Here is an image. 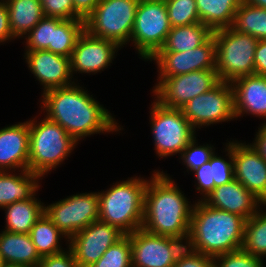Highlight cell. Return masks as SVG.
Segmentation results:
<instances>
[{"instance_id":"1","label":"cell","mask_w":266,"mask_h":267,"mask_svg":"<svg viewBox=\"0 0 266 267\" xmlns=\"http://www.w3.org/2000/svg\"><path fill=\"white\" fill-rule=\"evenodd\" d=\"M88 92L75 82L41 94L45 116L59 124L77 143L93 134L123 130L109 110Z\"/></svg>"},{"instance_id":"2","label":"cell","mask_w":266,"mask_h":267,"mask_svg":"<svg viewBox=\"0 0 266 267\" xmlns=\"http://www.w3.org/2000/svg\"><path fill=\"white\" fill-rule=\"evenodd\" d=\"M149 179L144 192L141 228L187 242L194 203L188 201L173 178L163 170H154Z\"/></svg>"},{"instance_id":"3","label":"cell","mask_w":266,"mask_h":267,"mask_svg":"<svg viewBox=\"0 0 266 267\" xmlns=\"http://www.w3.org/2000/svg\"><path fill=\"white\" fill-rule=\"evenodd\" d=\"M245 219L195 200L186 247L213 258L242 249Z\"/></svg>"},{"instance_id":"4","label":"cell","mask_w":266,"mask_h":267,"mask_svg":"<svg viewBox=\"0 0 266 267\" xmlns=\"http://www.w3.org/2000/svg\"><path fill=\"white\" fill-rule=\"evenodd\" d=\"M147 179L131 177L98 192L99 220L118 228L125 235L140 229L144 218V192Z\"/></svg>"},{"instance_id":"5","label":"cell","mask_w":266,"mask_h":267,"mask_svg":"<svg viewBox=\"0 0 266 267\" xmlns=\"http://www.w3.org/2000/svg\"><path fill=\"white\" fill-rule=\"evenodd\" d=\"M29 120L28 170L42 179L61 165L77 143L59 124L45 115L40 121Z\"/></svg>"},{"instance_id":"6","label":"cell","mask_w":266,"mask_h":267,"mask_svg":"<svg viewBox=\"0 0 266 267\" xmlns=\"http://www.w3.org/2000/svg\"><path fill=\"white\" fill-rule=\"evenodd\" d=\"M216 42V71L221 81L255 74V49L259 40L231 27L213 31Z\"/></svg>"},{"instance_id":"7","label":"cell","mask_w":266,"mask_h":267,"mask_svg":"<svg viewBox=\"0 0 266 267\" xmlns=\"http://www.w3.org/2000/svg\"><path fill=\"white\" fill-rule=\"evenodd\" d=\"M140 0H100L85 20V30L92 36L111 40L121 48L130 37Z\"/></svg>"},{"instance_id":"8","label":"cell","mask_w":266,"mask_h":267,"mask_svg":"<svg viewBox=\"0 0 266 267\" xmlns=\"http://www.w3.org/2000/svg\"><path fill=\"white\" fill-rule=\"evenodd\" d=\"M150 107L151 131L157 157L181 154L196 136V131L181 109L169 108L153 100Z\"/></svg>"},{"instance_id":"9","label":"cell","mask_w":266,"mask_h":267,"mask_svg":"<svg viewBox=\"0 0 266 267\" xmlns=\"http://www.w3.org/2000/svg\"><path fill=\"white\" fill-rule=\"evenodd\" d=\"M171 30L165 0H140L130 40L139 56L149 61L164 45Z\"/></svg>"},{"instance_id":"10","label":"cell","mask_w":266,"mask_h":267,"mask_svg":"<svg viewBox=\"0 0 266 267\" xmlns=\"http://www.w3.org/2000/svg\"><path fill=\"white\" fill-rule=\"evenodd\" d=\"M44 214L70 239L99 220L98 192L76 193L47 206L45 204Z\"/></svg>"},{"instance_id":"11","label":"cell","mask_w":266,"mask_h":267,"mask_svg":"<svg viewBox=\"0 0 266 267\" xmlns=\"http://www.w3.org/2000/svg\"><path fill=\"white\" fill-rule=\"evenodd\" d=\"M181 111L195 130L236 119L231 82L221 81L210 91L191 99Z\"/></svg>"},{"instance_id":"12","label":"cell","mask_w":266,"mask_h":267,"mask_svg":"<svg viewBox=\"0 0 266 267\" xmlns=\"http://www.w3.org/2000/svg\"><path fill=\"white\" fill-rule=\"evenodd\" d=\"M157 82L152 90L154 99L165 107L181 109L194 97L213 89L221 80L216 70H199L158 78Z\"/></svg>"},{"instance_id":"13","label":"cell","mask_w":266,"mask_h":267,"mask_svg":"<svg viewBox=\"0 0 266 267\" xmlns=\"http://www.w3.org/2000/svg\"><path fill=\"white\" fill-rule=\"evenodd\" d=\"M132 267H173L186 242L140 228L130 234Z\"/></svg>"},{"instance_id":"14","label":"cell","mask_w":266,"mask_h":267,"mask_svg":"<svg viewBox=\"0 0 266 267\" xmlns=\"http://www.w3.org/2000/svg\"><path fill=\"white\" fill-rule=\"evenodd\" d=\"M124 236L118 228L98 220L73 235L67 247L72 250L78 267H90Z\"/></svg>"},{"instance_id":"15","label":"cell","mask_w":266,"mask_h":267,"mask_svg":"<svg viewBox=\"0 0 266 267\" xmlns=\"http://www.w3.org/2000/svg\"><path fill=\"white\" fill-rule=\"evenodd\" d=\"M157 65V78L199 70H216V42L212 35L203 45L186 52H157L150 60Z\"/></svg>"},{"instance_id":"16","label":"cell","mask_w":266,"mask_h":267,"mask_svg":"<svg viewBox=\"0 0 266 267\" xmlns=\"http://www.w3.org/2000/svg\"><path fill=\"white\" fill-rule=\"evenodd\" d=\"M121 47L106 39L90 35L86 30L79 36L70 58L71 74L87 73L97 74L111 66Z\"/></svg>"},{"instance_id":"17","label":"cell","mask_w":266,"mask_h":267,"mask_svg":"<svg viewBox=\"0 0 266 267\" xmlns=\"http://www.w3.org/2000/svg\"><path fill=\"white\" fill-rule=\"evenodd\" d=\"M234 179L263 203L266 202V161L246 142L231 141Z\"/></svg>"},{"instance_id":"18","label":"cell","mask_w":266,"mask_h":267,"mask_svg":"<svg viewBox=\"0 0 266 267\" xmlns=\"http://www.w3.org/2000/svg\"><path fill=\"white\" fill-rule=\"evenodd\" d=\"M24 54L28 69L42 85L43 93L75 83L69 57L49 50L25 51Z\"/></svg>"},{"instance_id":"19","label":"cell","mask_w":266,"mask_h":267,"mask_svg":"<svg viewBox=\"0 0 266 267\" xmlns=\"http://www.w3.org/2000/svg\"><path fill=\"white\" fill-rule=\"evenodd\" d=\"M213 208L235 213L245 220L252 217L264 203L236 179L215 187L203 200Z\"/></svg>"},{"instance_id":"20","label":"cell","mask_w":266,"mask_h":267,"mask_svg":"<svg viewBox=\"0 0 266 267\" xmlns=\"http://www.w3.org/2000/svg\"><path fill=\"white\" fill-rule=\"evenodd\" d=\"M28 162L29 120L1 128L0 171L28 170Z\"/></svg>"},{"instance_id":"21","label":"cell","mask_w":266,"mask_h":267,"mask_svg":"<svg viewBox=\"0 0 266 267\" xmlns=\"http://www.w3.org/2000/svg\"><path fill=\"white\" fill-rule=\"evenodd\" d=\"M236 119L244 114L266 120V77L248 75L231 82Z\"/></svg>"},{"instance_id":"22","label":"cell","mask_w":266,"mask_h":267,"mask_svg":"<svg viewBox=\"0 0 266 267\" xmlns=\"http://www.w3.org/2000/svg\"><path fill=\"white\" fill-rule=\"evenodd\" d=\"M13 172L0 171V209L16 201L32 198L40 188L42 178L39 175L29 170Z\"/></svg>"},{"instance_id":"23","label":"cell","mask_w":266,"mask_h":267,"mask_svg":"<svg viewBox=\"0 0 266 267\" xmlns=\"http://www.w3.org/2000/svg\"><path fill=\"white\" fill-rule=\"evenodd\" d=\"M0 256L3 263L36 267L41 261L29 234L1 231Z\"/></svg>"},{"instance_id":"24","label":"cell","mask_w":266,"mask_h":267,"mask_svg":"<svg viewBox=\"0 0 266 267\" xmlns=\"http://www.w3.org/2000/svg\"><path fill=\"white\" fill-rule=\"evenodd\" d=\"M36 194L28 200H19L4 206L5 231L29 234L35 222L44 214V203Z\"/></svg>"},{"instance_id":"25","label":"cell","mask_w":266,"mask_h":267,"mask_svg":"<svg viewBox=\"0 0 266 267\" xmlns=\"http://www.w3.org/2000/svg\"><path fill=\"white\" fill-rule=\"evenodd\" d=\"M7 5L12 36L25 37L45 17L40 0H4Z\"/></svg>"},{"instance_id":"26","label":"cell","mask_w":266,"mask_h":267,"mask_svg":"<svg viewBox=\"0 0 266 267\" xmlns=\"http://www.w3.org/2000/svg\"><path fill=\"white\" fill-rule=\"evenodd\" d=\"M212 35L213 31L201 22L174 27L158 52H186L203 45Z\"/></svg>"},{"instance_id":"27","label":"cell","mask_w":266,"mask_h":267,"mask_svg":"<svg viewBox=\"0 0 266 267\" xmlns=\"http://www.w3.org/2000/svg\"><path fill=\"white\" fill-rule=\"evenodd\" d=\"M243 0H196L200 22L212 31L231 27Z\"/></svg>"},{"instance_id":"28","label":"cell","mask_w":266,"mask_h":267,"mask_svg":"<svg viewBox=\"0 0 266 267\" xmlns=\"http://www.w3.org/2000/svg\"><path fill=\"white\" fill-rule=\"evenodd\" d=\"M29 235L41 258L63 252L64 250L60 244L63 238L69 242L68 237L45 214L35 222Z\"/></svg>"},{"instance_id":"29","label":"cell","mask_w":266,"mask_h":267,"mask_svg":"<svg viewBox=\"0 0 266 267\" xmlns=\"http://www.w3.org/2000/svg\"><path fill=\"white\" fill-rule=\"evenodd\" d=\"M231 28L257 40H266V9L243 1L234 15Z\"/></svg>"},{"instance_id":"30","label":"cell","mask_w":266,"mask_h":267,"mask_svg":"<svg viewBox=\"0 0 266 267\" xmlns=\"http://www.w3.org/2000/svg\"><path fill=\"white\" fill-rule=\"evenodd\" d=\"M258 211L245 221L242 249L253 256L266 259V211Z\"/></svg>"},{"instance_id":"31","label":"cell","mask_w":266,"mask_h":267,"mask_svg":"<svg viewBox=\"0 0 266 267\" xmlns=\"http://www.w3.org/2000/svg\"><path fill=\"white\" fill-rule=\"evenodd\" d=\"M85 30V21L63 19L53 30L52 52L71 58L79 36Z\"/></svg>"},{"instance_id":"32","label":"cell","mask_w":266,"mask_h":267,"mask_svg":"<svg viewBox=\"0 0 266 267\" xmlns=\"http://www.w3.org/2000/svg\"><path fill=\"white\" fill-rule=\"evenodd\" d=\"M62 20L60 18L43 17L23 38L26 40L25 51L49 50L52 52L53 30Z\"/></svg>"},{"instance_id":"33","label":"cell","mask_w":266,"mask_h":267,"mask_svg":"<svg viewBox=\"0 0 266 267\" xmlns=\"http://www.w3.org/2000/svg\"><path fill=\"white\" fill-rule=\"evenodd\" d=\"M90 267H132L130 234L110 246L102 257Z\"/></svg>"},{"instance_id":"34","label":"cell","mask_w":266,"mask_h":267,"mask_svg":"<svg viewBox=\"0 0 266 267\" xmlns=\"http://www.w3.org/2000/svg\"><path fill=\"white\" fill-rule=\"evenodd\" d=\"M171 28L200 22L196 0H165Z\"/></svg>"},{"instance_id":"35","label":"cell","mask_w":266,"mask_h":267,"mask_svg":"<svg viewBox=\"0 0 266 267\" xmlns=\"http://www.w3.org/2000/svg\"><path fill=\"white\" fill-rule=\"evenodd\" d=\"M196 136L188 143L179 155L183 165L186 166L187 172H193L197 168L201 167L204 163L210 161V158L215 153L213 145L203 144L199 145L196 142Z\"/></svg>"},{"instance_id":"36","label":"cell","mask_w":266,"mask_h":267,"mask_svg":"<svg viewBox=\"0 0 266 267\" xmlns=\"http://www.w3.org/2000/svg\"><path fill=\"white\" fill-rule=\"evenodd\" d=\"M225 147V152H228L226 156H228L229 160L218 156L217 153H214L211 157V173L212 179L215 182V187L221 186L234 179L233 151L231 149V140L229 143H226Z\"/></svg>"},{"instance_id":"37","label":"cell","mask_w":266,"mask_h":267,"mask_svg":"<svg viewBox=\"0 0 266 267\" xmlns=\"http://www.w3.org/2000/svg\"><path fill=\"white\" fill-rule=\"evenodd\" d=\"M263 260L239 249L214 257V267H265Z\"/></svg>"},{"instance_id":"38","label":"cell","mask_w":266,"mask_h":267,"mask_svg":"<svg viewBox=\"0 0 266 267\" xmlns=\"http://www.w3.org/2000/svg\"><path fill=\"white\" fill-rule=\"evenodd\" d=\"M45 17L74 19L72 0H40Z\"/></svg>"},{"instance_id":"39","label":"cell","mask_w":266,"mask_h":267,"mask_svg":"<svg viewBox=\"0 0 266 267\" xmlns=\"http://www.w3.org/2000/svg\"><path fill=\"white\" fill-rule=\"evenodd\" d=\"M173 267H214V258L185 247Z\"/></svg>"},{"instance_id":"40","label":"cell","mask_w":266,"mask_h":267,"mask_svg":"<svg viewBox=\"0 0 266 267\" xmlns=\"http://www.w3.org/2000/svg\"><path fill=\"white\" fill-rule=\"evenodd\" d=\"M194 173L195 180V186L196 190L200 192L202 195L199 197L200 199H197L198 201H203L207 195L215 188V182L212 179V173H211V158L210 161L207 163H204L201 167L197 168L192 172Z\"/></svg>"},{"instance_id":"41","label":"cell","mask_w":266,"mask_h":267,"mask_svg":"<svg viewBox=\"0 0 266 267\" xmlns=\"http://www.w3.org/2000/svg\"><path fill=\"white\" fill-rule=\"evenodd\" d=\"M67 249L64 248L63 252L42 257L36 267H78L72 250L69 247Z\"/></svg>"},{"instance_id":"42","label":"cell","mask_w":266,"mask_h":267,"mask_svg":"<svg viewBox=\"0 0 266 267\" xmlns=\"http://www.w3.org/2000/svg\"><path fill=\"white\" fill-rule=\"evenodd\" d=\"M74 7V20L85 21L94 11L100 0H72Z\"/></svg>"},{"instance_id":"43","label":"cell","mask_w":266,"mask_h":267,"mask_svg":"<svg viewBox=\"0 0 266 267\" xmlns=\"http://www.w3.org/2000/svg\"><path fill=\"white\" fill-rule=\"evenodd\" d=\"M15 39L11 33L10 21L7 5L4 0H0V44Z\"/></svg>"},{"instance_id":"44","label":"cell","mask_w":266,"mask_h":267,"mask_svg":"<svg viewBox=\"0 0 266 267\" xmlns=\"http://www.w3.org/2000/svg\"><path fill=\"white\" fill-rule=\"evenodd\" d=\"M255 75L266 77V40H259L254 56Z\"/></svg>"},{"instance_id":"45","label":"cell","mask_w":266,"mask_h":267,"mask_svg":"<svg viewBox=\"0 0 266 267\" xmlns=\"http://www.w3.org/2000/svg\"><path fill=\"white\" fill-rule=\"evenodd\" d=\"M255 135L256 136L251 145L266 161V122L262 123L260 127H258V131Z\"/></svg>"},{"instance_id":"46","label":"cell","mask_w":266,"mask_h":267,"mask_svg":"<svg viewBox=\"0 0 266 267\" xmlns=\"http://www.w3.org/2000/svg\"><path fill=\"white\" fill-rule=\"evenodd\" d=\"M245 3L266 9V0H243Z\"/></svg>"},{"instance_id":"47","label":"cell","mask_w":266,"mask_h":267,"mask_svg":"<svg viewBox=\"0 0 266 267\" xmlns=\"http://www.w3.org/2000/svg\"><path fill=\"white\" fill-rule=\"evenodd\" d=\"M1 267H27L25 265H20V264H9V263H3Z\"/></svg>"},{"instance_id":"48","label":"cell","mask_w":266,"mask_h":267,"mask_svg":"<svg viewBox=\"0 0 266 267\" xmlns=\"http://www.w3.org/2000/svg\"><path fill=\"white\" fill-rule=\"evenodd\" d=\"M2 264H3V261H2L1 256H0V267Z\"/></svg>"}]
</instances>
